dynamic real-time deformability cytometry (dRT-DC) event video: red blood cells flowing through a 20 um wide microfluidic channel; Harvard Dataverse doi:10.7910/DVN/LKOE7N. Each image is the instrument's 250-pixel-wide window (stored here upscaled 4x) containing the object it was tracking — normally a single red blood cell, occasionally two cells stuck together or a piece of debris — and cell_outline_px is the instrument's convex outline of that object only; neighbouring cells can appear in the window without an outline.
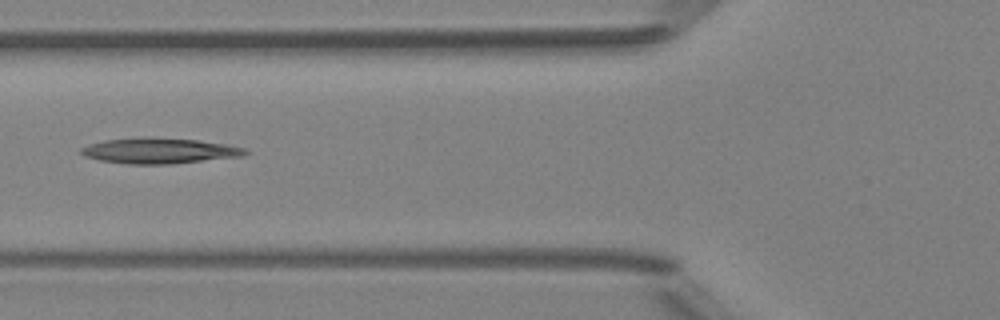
{"species": "Egyptian fruit bat (a non-hibernating species)", "species_latin": "Rousettus aegyptiacus", "temperature_condition": "room temperature", "stored_images_in_passage": 5, "camera_frame_rate_fps": 3000, "um_per_image_px": 0.085, "animal": {"sex": "female"}, "frame": {"image": 1, "passage_image": 5, "time_ms": 4.333, "image_size_px": [1000, 320], "cell_outline_px": [[248, 152], [244, 156], [172, 164], [128, 164], [100, 160], [84, 156], [80, 152], [80, 148], [88, 144], [104, 140], [144, 136], [152, 136], [196, 140], [224, 144], [244, 148]], "centroid_in_image_um": [13.5, 12.8], "position_along_channel_um": 112.3, "area_um2": 24.68}}